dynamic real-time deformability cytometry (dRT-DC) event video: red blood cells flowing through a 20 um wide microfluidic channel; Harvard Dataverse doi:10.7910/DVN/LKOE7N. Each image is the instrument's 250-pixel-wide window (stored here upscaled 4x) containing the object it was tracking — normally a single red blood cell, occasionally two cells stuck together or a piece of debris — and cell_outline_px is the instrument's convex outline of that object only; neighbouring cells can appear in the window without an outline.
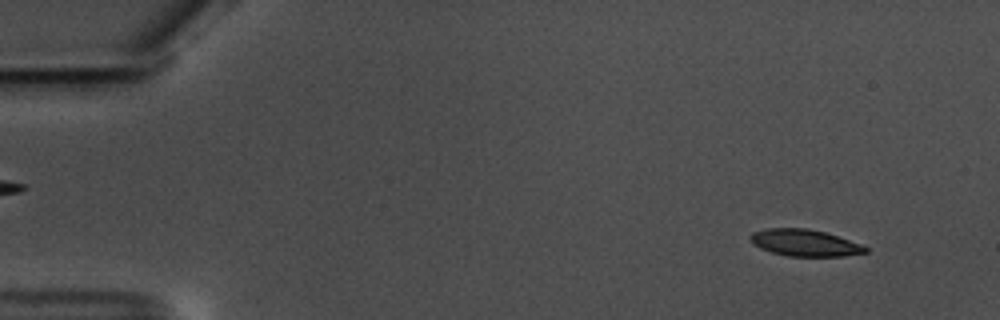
{"species": "common noctule bat (a hibernating species)", "species_latin": "Nyctalus noctula", "temperature_condition": "warm", "stored_images_in_passage": 58, "camera_frame_rate_fps": 3000, "um_per_image_px": 0.085, "animal": {"sex": "male", "body_mass_g": 17.5, "forearm_length_mm": 52.3}, "frame": {"image": 1, "passage_image": 5, "time_ms": 1.333, "image_size_px": [1000, 320], "cell_outline_px": [[868, 252], [844, 256], [788, 256], [772, 252], [760, 248], [752, 244], [748, 236], [752, 232], [764, 228], [808, 228], [824, 232], [860, 244], [868, 248]], "centroid_in_image_um": [68.34, 20.63], "position_along_channel_um": 16.7, "area_um2": 17.92}}
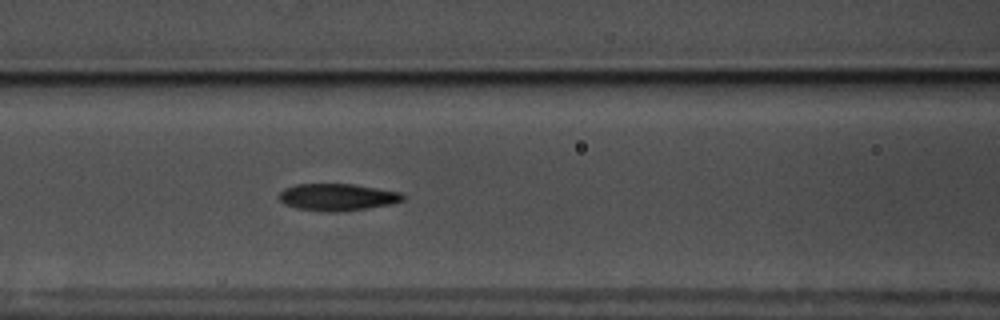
{"frame": {"image": 2, "passage_image": 25, "time_ms": 8.0, "image_size_px": [1000, 320], "cell_outline_px": [[408, 196], [404, 200], [392, 204], [368, 208], [336, 212], [328, 212], [296, 208], [284, 204], [280, 200], [280, 192], [284, 188], [296, 184], [356, 184], [400, 192]], "centroid_in_image_um": [28.72, 16.75], "position_along_channel_um": 137.9, "area_um2": 19.65}}
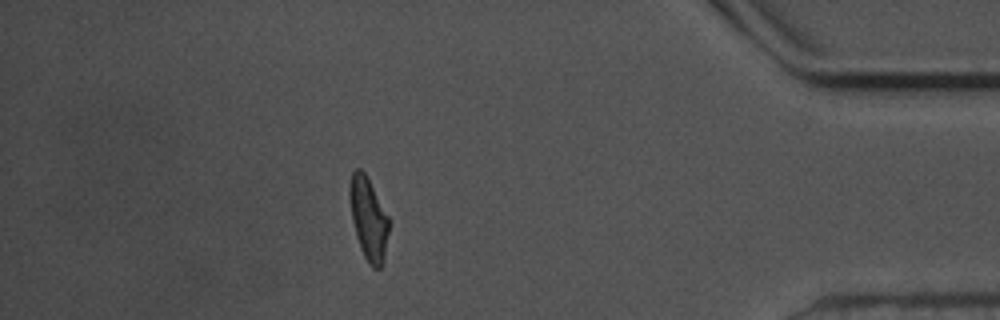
{"frame": {"image": 3, "passage_image": 51, "time_ms": 16.667, "image_size_px": [1000, 320], "cell_outline_px": [[388, 232], [384, 256], [380, 268], [372, 268], [368, 264], [360, 248], [356, 236], [352, 220], [348, 196], [348, 188], [352, 172], [356, 168], [360, 168], [364, 172], [388, 216]], "centroid_in_image_um": [31.28, 18.58], "position_along_channel_um": 403.9, "area_um2": 18.67}, "authors_computed_cell_mechanics": {"area_um2": 19.1318, "velocity_mm_per_s": 3.548, "shape_relaxation_time_tau1_ms": 4.7236, "shape_relaxation_time_tau2_ms": 3.7217, "deformation_change_tau1": 0.1777, "deformation_change_tau2": 0.0946}}